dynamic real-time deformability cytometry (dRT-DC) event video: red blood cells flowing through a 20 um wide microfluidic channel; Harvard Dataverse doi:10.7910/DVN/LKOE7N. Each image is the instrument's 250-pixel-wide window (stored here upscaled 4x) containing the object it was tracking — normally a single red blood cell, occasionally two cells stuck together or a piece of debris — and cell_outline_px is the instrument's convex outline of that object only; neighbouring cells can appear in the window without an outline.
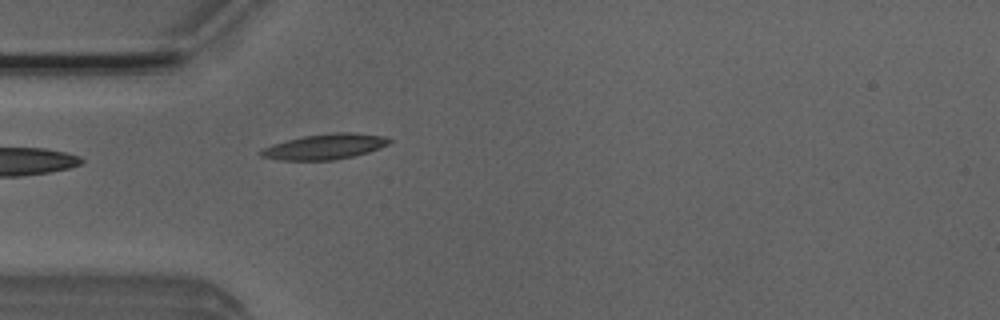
{"species": "Egyptian fruit bat (a non-hibernating species)", "species_latin": "Rousettus aegyptiacus", "temperature_condition": "room temperature", "stored_images_in_passage": 4, "camera_frame_rate_fps": 3000, "um_per_image_px": 0.085, "animal": {"sex": "male"}, "frame": {"image": 1, "passage_image": 4, "time_ms": 1.0, "image_size_px": [1000, 320], "cell_outline_px": [[392, 140], [388, 144], [368, 152], [352, 156], [332, 160], [280, 160], [260, 156], [256, 152], [272, 144], [304, 136], [336, 132], [356, 132], [388, 136]], "centroid_in_image_um": [27.62, 12.45], "position_along_channel_um": 57.4, "area_um2": 19.02}}